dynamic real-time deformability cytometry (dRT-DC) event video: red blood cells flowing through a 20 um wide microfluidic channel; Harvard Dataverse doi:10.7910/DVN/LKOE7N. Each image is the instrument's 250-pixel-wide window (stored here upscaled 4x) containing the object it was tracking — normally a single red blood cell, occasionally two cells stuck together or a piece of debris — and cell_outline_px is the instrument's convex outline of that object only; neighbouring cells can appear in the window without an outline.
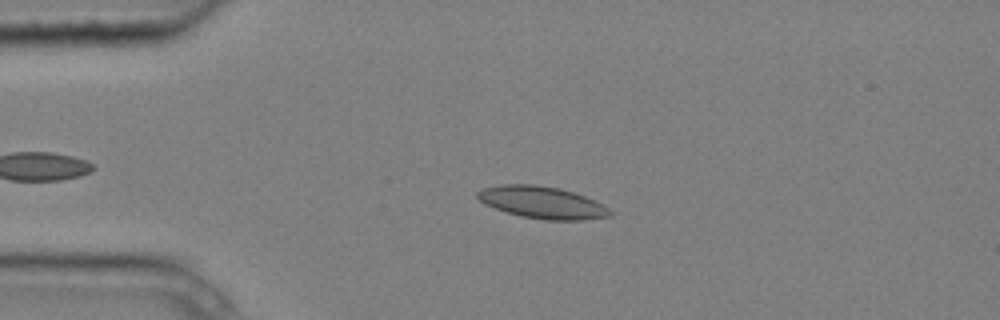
{"species": "common noctule bat (a hibernating species)", "species_latin": "Nyctalus noctula", "temperature_condition": "cold", "stored_images_in_passage": 4, "camera_frame_rate_fps": 3000, "um_per_image_px": 0.085, "animal": {"sex": "male", "body_mass_g": 20.4}, "frame": {"image": 1, "passage_image": 2, "time_ms": 0.333, "image_size_px": [1000, 320], "cell_outline_px": [[612, 216], [580, 220], [548, 220], [520, 216], [484, 204], [476, 196], [476, 192], [480, 188], [500, 184], [532, 184], [560, 188], [584, 196], [604, 204], [612, 212]], "centroid_in_image_um": [46.07, 17.2], "position_along_channel_um": 38.9, "area_um2": 24.8}}
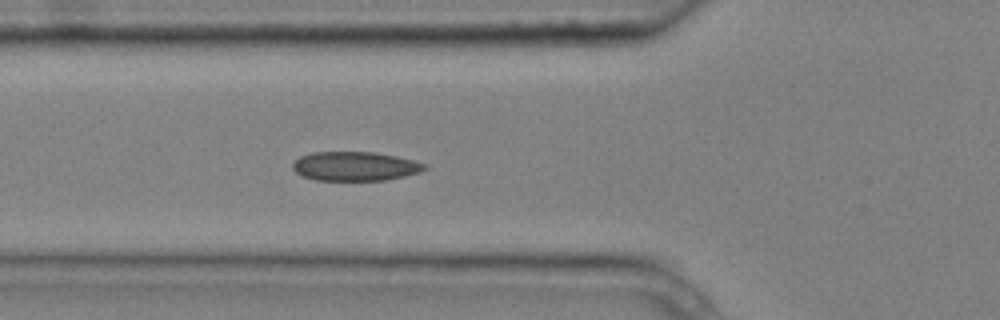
{"frame": {"image": 2, "passage_image": 4, "time_ms": 1.0, "image_size_px": [1000, 320], "cell_outline_px": [[428, 168], [420, 172], [404, 176], [384, 180], [316, 180], [300, 176], [292, 168], [292, 164], [300, 156], [312, 152], [376, 152], [396, 156], [428, 164]], "centroid_in_image_um": [30.18, 14.13], "position_along_channel_um": 95.6, "area_um2": 22.48}}